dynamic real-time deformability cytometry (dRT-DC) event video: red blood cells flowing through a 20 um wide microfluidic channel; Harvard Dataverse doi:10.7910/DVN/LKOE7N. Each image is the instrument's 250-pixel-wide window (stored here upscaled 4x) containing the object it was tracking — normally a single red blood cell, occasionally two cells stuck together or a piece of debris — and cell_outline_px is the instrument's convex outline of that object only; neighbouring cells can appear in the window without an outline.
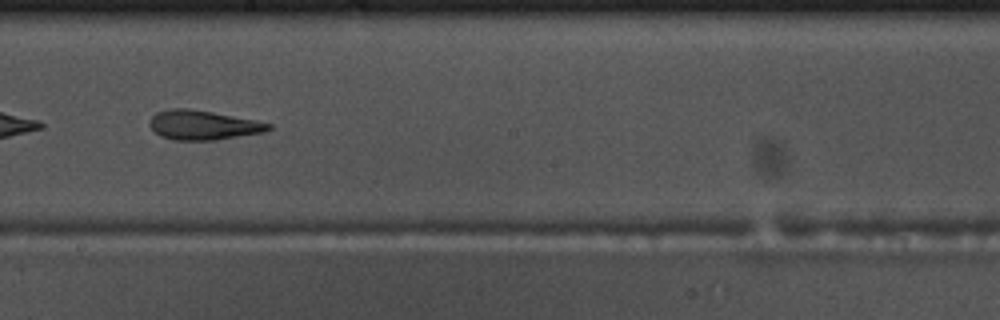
{"species": "common noctule bat (a hibernating species)", "species_latin": "Nyctalus noctula", "temperature_condition": "warm", "stored_images_in_passage": 39, "camera_frame_rate_fps": 3000, "um_per_image_px": 0.085, "animal": {"sex": "male", "body_mass_g": 17.5, "forearm_length_mm": 52.3}, "frame": {"image": 1, "passage_image": 17, "time_ms": 5.333, "image_size_px": [1000, 320], "cell_outline_px": [[272, 128], [264, 132], [216, 140], [172, 140], [160, 136], [148, 124], [152, 116], [156, 112], [168, 108], [184, 108], [212, 112], [256, 120], [272, 124]], "centroid_in_image_um": [17.25, 10.63], "position_along_channel_um": 231.0, "area_um2": 20.4}}
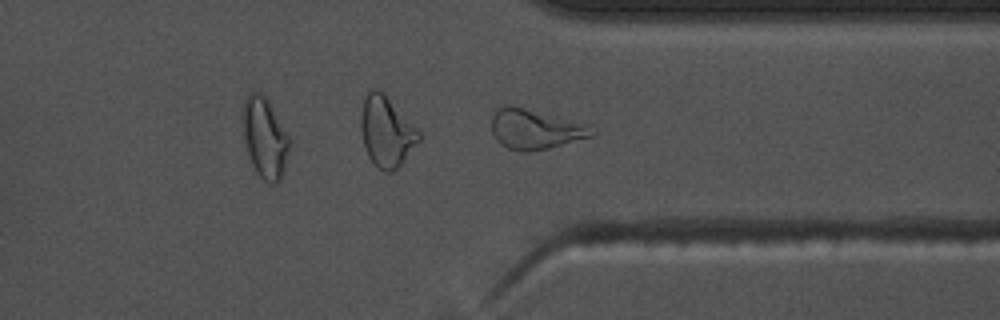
{"frame": {"image": 2, "passage_image": 28, "time_ms": 9.0, "image_size_px": [1000, 320], "cell_outline_px": [[596, 136], [548, 148], [528, 152], [524, 152], [508, 148], [500, 144], [496, 140], [492, 132], [492, 116], [500, 108], [508, 104], [512, 104], [588, 124], [596, 128]], "centroid_in_image_um": [45.55, 10.98], "position_along_channel_um": 365.8, "area_um2": 23.64}, "authors_computed_cell_mechanics": {"area_um2": 20.519, "velocity_mm_per_s": 3.6845, "shape_relaxation_time_tau1_ms": 7.191, "shape_relaxation_time_tau2_ms": 2.2337, "deformation_change_tau1": 0.2201, "deformation_change_tau2": 0.1177}}